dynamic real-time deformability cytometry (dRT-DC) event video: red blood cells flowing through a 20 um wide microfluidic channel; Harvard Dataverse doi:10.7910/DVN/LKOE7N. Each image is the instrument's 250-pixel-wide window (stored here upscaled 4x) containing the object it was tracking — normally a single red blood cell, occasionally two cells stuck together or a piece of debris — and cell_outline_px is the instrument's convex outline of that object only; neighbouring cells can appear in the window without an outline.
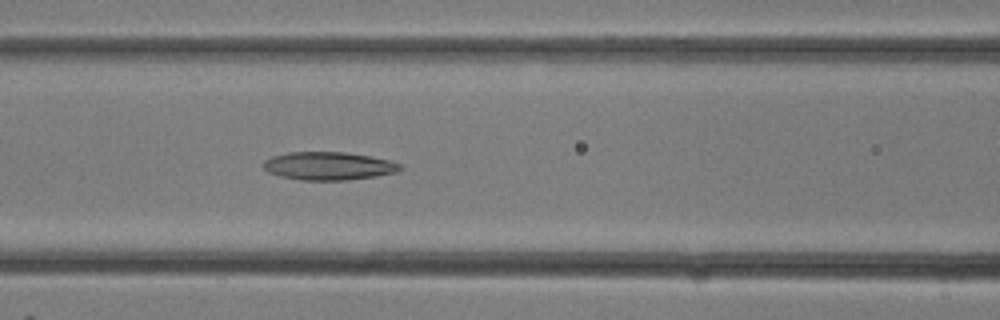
{"species": "common noctule bat (a hibernating species)", "species_latin": "Nyctalus noctula", "temperature_condition": "room temperature", "stored_images_in_passage": 12, "camera_frame_rate_fps": 3000, "um_per_image_px": 0.085, "animal": {"sex": "female"}, "frame": {"image": 1, "passage_image": 12, "time_ms": 3.667, "image_size_px": [1000, 320], "cell_outline_px": [[404, 168], [396, 172], [376, 176], [348, 180], [300, 180], [280, 176], [268, 172], [264, 168], [264, 160], [272, 156], [288, 152], [348, 152], [372, 156], [388, 160], [400, 164]], "centroid_in_image_um": [27.94, 14.1], "position_along_channel_um": 138.7, "area_um2": 22.48}}